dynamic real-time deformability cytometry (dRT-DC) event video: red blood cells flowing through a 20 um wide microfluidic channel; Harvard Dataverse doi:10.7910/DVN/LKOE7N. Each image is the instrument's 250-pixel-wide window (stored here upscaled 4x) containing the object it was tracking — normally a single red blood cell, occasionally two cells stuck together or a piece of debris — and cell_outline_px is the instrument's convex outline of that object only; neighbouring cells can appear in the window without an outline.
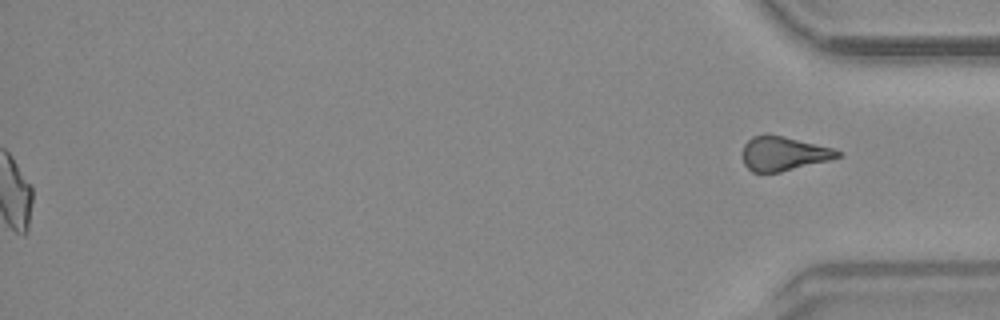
{"species": "common noctule bat (a hibernating species)", "species_latin": "Nyctalus noctula", "temperature_condition": "warm", "stored_images_in_passage": 55, "segment_of_instrument_passage": [2, 2], "camera_frame_rate_fps": 3000, "um_per_image_px": 0.085, "animal": {"sex": "male", "body_mass_g": 20.4}, "frame": {"image": 1, "passage_image": 55, "time_ms": 18.0, "image_size_px": [1000, 320], "cell_outline_px": [[844, 152], [840, 156], [828, 160], [780, 172], [752, 172], [744, 164], [744, 144], [752, 136], [768, 132], [832, 148]], "centroid_in_image_um": [66.59, 13.03], "position_along_channel_um": 368.6, "area_um2": 18.9}}